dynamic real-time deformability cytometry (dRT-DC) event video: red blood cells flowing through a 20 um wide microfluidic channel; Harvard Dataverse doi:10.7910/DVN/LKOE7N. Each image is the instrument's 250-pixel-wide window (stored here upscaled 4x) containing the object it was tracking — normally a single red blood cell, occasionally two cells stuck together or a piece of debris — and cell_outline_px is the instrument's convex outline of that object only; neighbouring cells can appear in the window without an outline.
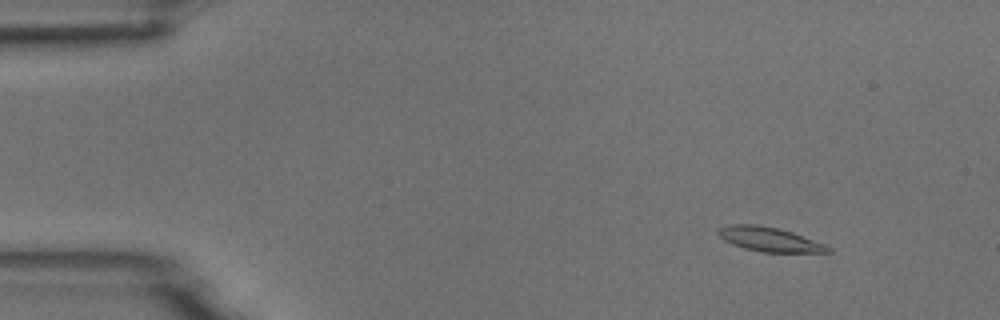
{"species": "common noctule bat (a hibernating species)", "species_latin": "Nyctalus noctula", "temperature_condition": "room temperature", "stored_images_in_passage": 4, "camera_frame_rate_fps": 3000, "um_per_image_px": 0.085, "animal": {"sex": "male", "body_mass_g": 18.8}, "frame": {"image": 1, "passage_image": 1, "time_ms": 0.0, "image_size_px": [1000, 320], "cell_outline_px": [[832, 252], [760, 252], [744, 248], [732, 244], [724, 240], [716, 232], [720, 228], [732, 224], [756, 224], [780, 228], [792, 232], [824, 244], [832, 248]], "centroid_in_image_um": [65.4, 20.34], "position_along_channel_um": 19.6, "area_um2": 15.49}}
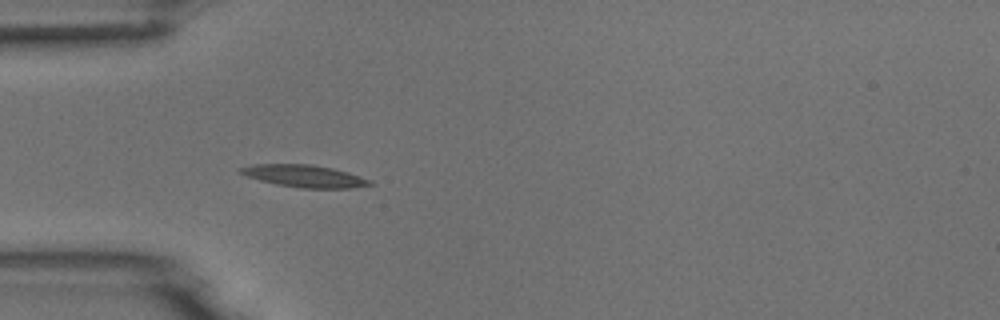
{"frame": {"image": 2, "passage_image": 4, "time_ms": 3.333, "image_size_px": [1000, 320], "cell_outline_px": [[376, 184], [352, 188], [300, 188], [276, 184], [260, 180], [236, 172], [236, 168], [252, 164], [312, 164], [332, 168], [348, 172], [372, 180]], "centroid_in_image_um": [25.87, 14.96], "position_along_channel_um": 59.1, "area_um2": 16.99}}